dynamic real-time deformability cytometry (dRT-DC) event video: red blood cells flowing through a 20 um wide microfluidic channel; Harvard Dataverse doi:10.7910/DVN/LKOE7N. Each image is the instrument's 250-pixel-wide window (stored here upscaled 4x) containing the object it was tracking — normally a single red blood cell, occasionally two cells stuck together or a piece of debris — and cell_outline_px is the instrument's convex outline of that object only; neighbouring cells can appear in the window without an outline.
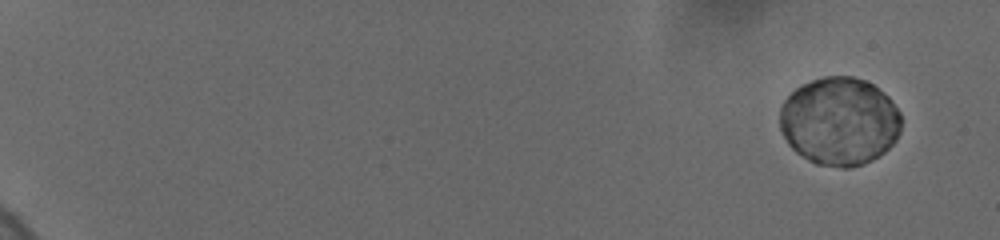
{"species": "human", "species_latin": "Homo sapiens", "temperature_condition": "cold", "stored_images_in_passage": 20, "camera_frame_rate_fps": 3000, "um_per_image_px": 0.085, "donor": {"sex": "female"}, "frame": {"image": 1, "passage_image": 1, "time_ms": 0.0, "image_size_px": [1000, 240], "cell_outline_px": [[900, 132], [896, 140], [884, 152], [872, 160], [848, 168], [844, 168], [816, 164], [808, 160], [796, 152], [788, 144], [780, 128], [780, 108], [784, 100], [800, 84], [824, 76], [852, 76], [864, 80], [872, 84], [888, 96], [892, 100], [900, 112]], "centroid_in_image_um": [71.35, 10.3], "position_along_channel_um": 13.7, "area_um2": 62.54}}
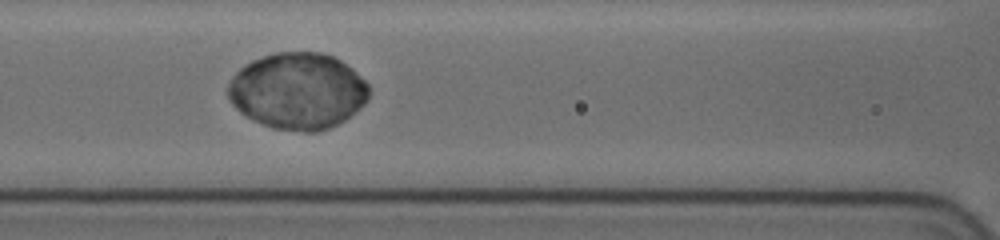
{"frame": {"image": 2, "passage_image": 15, "time_ms": 9.0, "image_size_px": [1000, 240], "cell_outline_px": [[368, 100], [360, 108], [344, 120], [328, 128], [316, 132], [304, 132], [272, 128], [252, 120], [240, 112], [228, 100], [228, 84], [232, 76], [240, 68], [252, 60], [276, 52], [320, 52], [332, 56], [340, 60], [352, 68], [368, 84]], "centroid_in_image_um": [25.29, 7.74], "position_along_channel_um": 141.3, "area_um2": 62.83}}
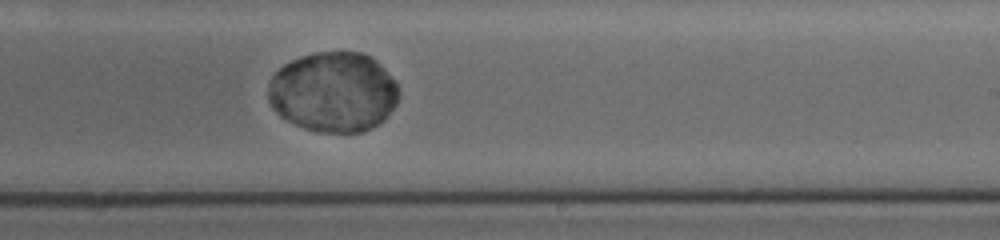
{"frame": {"image": 3, "passage_image": 20, "time_ms": 12.333, "image_size_px": [1000, 240], "cell_outline_px": [[400, 96], [396, 104], [384, 120], [360, 132], [316, 132], [304, 128], [280, 116], [272, 108], [268, 100], [268, 84], [272, 76], [284, 64], [300, 56], [316, 52], [360, 52], [376, 60], [384, 68], [396, 84], [400, 92]], "centroid_in_image_um": [28.32, 7.82], "position_along_channel_um": 260.7, "area_um2": 60.92}}